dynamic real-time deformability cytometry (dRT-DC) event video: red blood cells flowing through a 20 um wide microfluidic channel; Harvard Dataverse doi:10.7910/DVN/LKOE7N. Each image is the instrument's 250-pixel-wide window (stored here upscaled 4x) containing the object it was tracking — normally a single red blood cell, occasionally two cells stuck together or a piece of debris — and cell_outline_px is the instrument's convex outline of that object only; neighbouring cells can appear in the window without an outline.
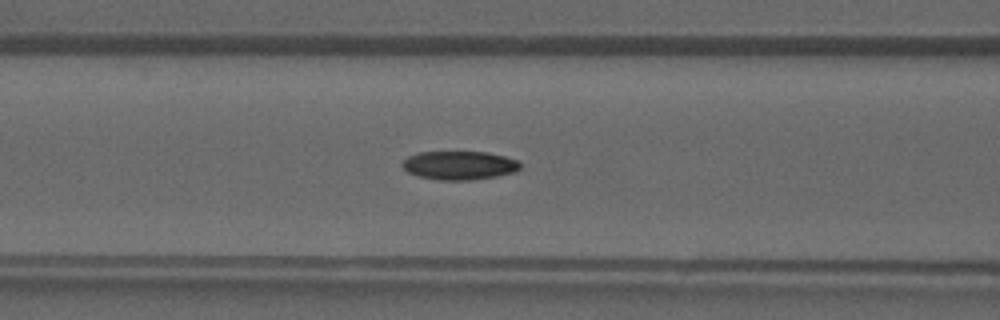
{"species": "common noctule bat (a hibernating species)", "species_latin": "Nyctalus noctula", "temperature_condition": "warm", "stored_images_in_passage": 38, "camera_frame_rate_fps": 3000, "um_per_image_px": 0.085, "animal": {"sex": "male", "forearm_length_mm": 52.5}, "frame": {"image": 1, "passage_image": 14, "time_ms": 4.333, "image_size_px": [1000, 320], "cell_outline_px": [[520, 168], [516, 172], [496, 176], [472, 180], [440, 180], [420, 176], [408, 172], [400, 164], [408, 156], [416, 152], [488, 152], [504, 156], [516, 160], [520, 164]], "centroid_in_image_um": [39.04, 14.05], "position_along_channel_um": 127.6, "area_um2": 19.65}}
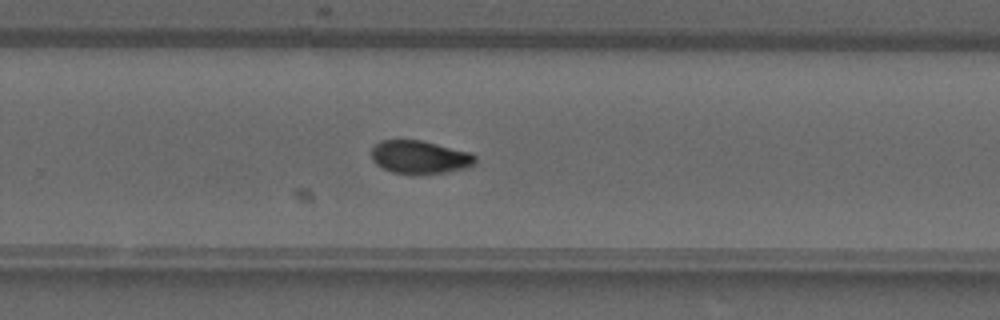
{"frame": {"image": 2, "passage_image": 24, "time_ms": 7.667, "image_size_px": [1000, 320], "cell_outline_px": [[476, 160], [472, 164], [464, 168], [444, 172], [392, 172], [376, 164], [372, 160], [372, 148], [380, 140], [420, 140], [472, 152], [476, 156]], "centroid_in_image_um": [35.68, 13.31], "position_along_channel_um": 294.1, "area_um2": 19.48}}
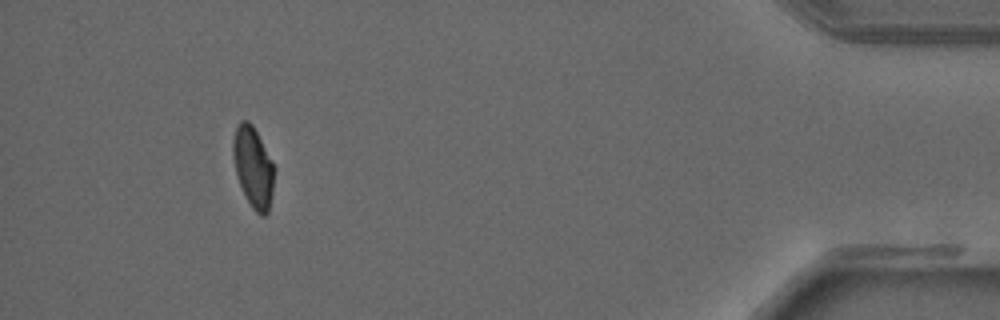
{"frame": {"image": 3, "passage_image": 35, "time_ms": 11.333, "image_size_px": [1000, 320], "cell_outline_px": [[276, 168], [272, 192], [268, 212], [264, 216], [260, 216], [252, 208], [240, 184], [236, 172], [232, 156], [232, 140], [236, 128], [240, 120], [248, 120], [252, 124]], "centroid_in_image_um": [21.53, 14.19], "position_along_channel_um": 413.7, "area_um2": 19.36}}